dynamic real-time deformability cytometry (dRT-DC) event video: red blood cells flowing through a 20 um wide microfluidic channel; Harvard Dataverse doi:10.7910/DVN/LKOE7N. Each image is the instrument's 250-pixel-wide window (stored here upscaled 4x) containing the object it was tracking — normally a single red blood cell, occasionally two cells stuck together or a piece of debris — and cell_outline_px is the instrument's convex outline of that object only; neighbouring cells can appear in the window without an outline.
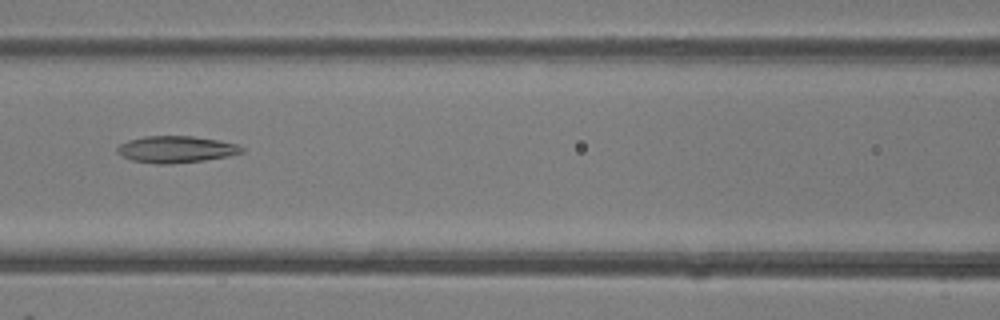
{"species": "common noctule bat (a hibernating species)", "species_latin": "Nyctalus noctula", "temperature_condition": "room temperature", "stored_images_in_passage": 44, "camera_frame_rate_fps": 3000, "um_per_image_px": 0.085, "animal": {"sex": "female"}, "frame": {"image": 1, "passage_image": 17, "time_ms": 5.333, "image_size_px": [1000, 320], "cell_outline_px": [[244, 152], [228, 156], [204, 160], [168, 164], [156, 164], [132, 160], [116, 152], [116, 148], [120, 144], [128, 140], [144, 136], [192, 136], [216, 140], [236, 144], [244, 148]], "centroid_in_image_um": [14.94, 12.69], "position_along_channel_um": 151.7, "area_um2": 19.25}}
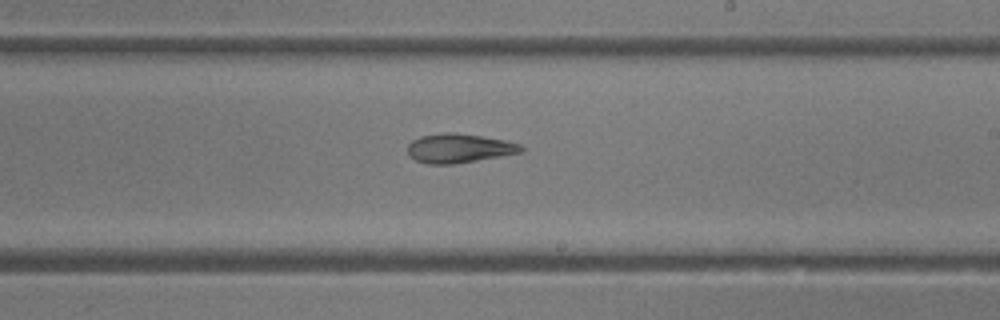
{"frame": {"image": 2, "passage_image": 24, "time_ms": 7.667, "image_size_px": [1000, 320], "cell_outline_px": [[524, 152], [452, 164], [428, 164], [416, 160], [408, 152], [408, 144], [412, 140], [420, 136], [440, 132], [456, 132], [504, 140], [520, 144], [524, 148]], "centroid_in_image_um": [39.01, 12.59], "position_along_channel_um": 250.0, "area_um2": 19.19}}
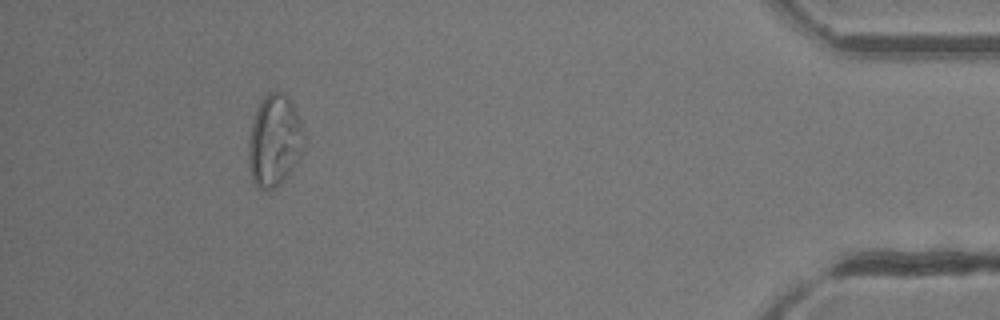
{"frame": {"image": 3, "passage_image": 40, "time_ms": 13.0, "image_size_px": [1000, 320], "cell_outline_px": [[304, 140], [300, 152], [296, 160], [280, 184], [276, 188], [264, 192], [252, 180], [248, 164], [248, 140], [256, 108], [260, 100], [268, 92], [280, 92], [288, 96], [292, 100], [300, 120], [304, 136]], "centroid_in_image_um": [23.29, 11.93], "position_along_channel_um": 411.9, "area_um2": 29.54}, "authors_computed_cell_mechanics": {"area_um2": 23.987, "velocity_mm_per_s": 4.2177, "shape_relaxation_time_tau1_ms": null, "shape_relaxation_time_tau2_ms": 3.5337, "deformation_change_tau1": null, "deformation_change_tau2": 0.1223}}